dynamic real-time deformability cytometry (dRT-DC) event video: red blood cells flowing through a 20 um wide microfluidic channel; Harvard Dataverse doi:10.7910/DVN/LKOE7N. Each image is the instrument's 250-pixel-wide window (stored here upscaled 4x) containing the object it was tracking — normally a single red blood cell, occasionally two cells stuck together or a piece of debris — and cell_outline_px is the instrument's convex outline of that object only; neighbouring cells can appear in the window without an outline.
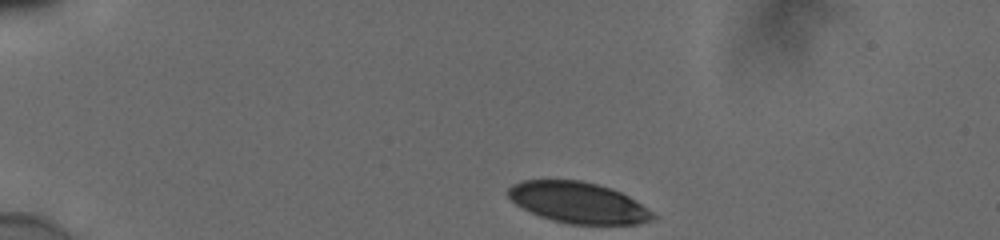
{"species": "human", "species_latin": "Homo sapiens", "temperature_condition": "cold", "stored_images_in_passage": 38, "camera_frame_rate_fps": 3000, "um_per_image_px": 0.085, "donor": {"sex": "male"}, "frame": {"image": 1, "passage_image": 1, "time_ms": 0.0, "image_size_px": [1000, 240], "cell_outline_px": [[656, 216], [652, 220], [636, 224], [568, 224], [552, 220], [540, 216], [516, 204], [508, 196], [508, 188], [512, 184], [524, 180], [580, 180], [596, 184], [620, 192], [628, 196], [652, 212]], "centroid_in_image_um": [49.12, 17.22], "position_along_channel_um": 35.9, "area_um2": 34.16}}
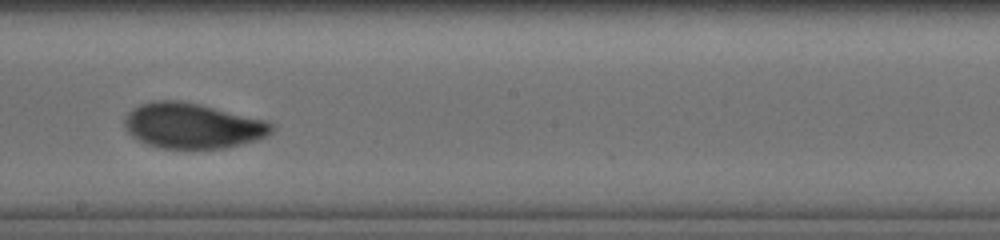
{"frame": {"image": 2, "passage_image": 22, "time_ms": 7.0, "image_size_px": [1000, 240], "cell_outline_px": [[276, 128], [272, 132], [256, 140], [224, 148], [160, 148], [148, 144], [132, 136], [124, 128], [124, 120], [128, 112], [132, 108], [140, 104], [152, 100], [180, 100], [200, 104], [264, 120], [272, 124]], "centroid_in_image_um": [16.32, 10.67], "position_along_channel_um": 231.9, "area_um2": 38.73}}
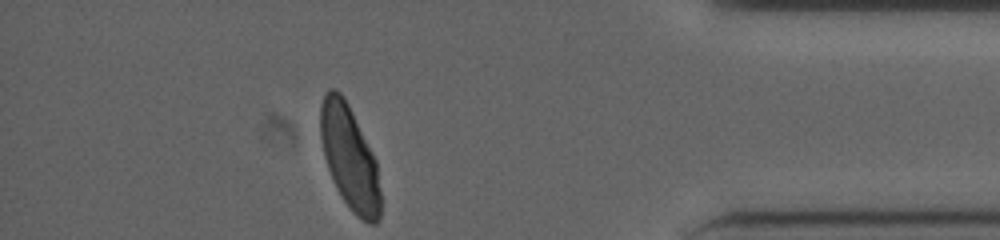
{"frame": {"image": 3, "passage_image": 38, "time_ms": 12.333, "image_size_px": [1000, 240], "cell_outline_px": [[380, 220], [376, 224], [368, 224], [356, 216], [352, 212], [336, 188], [328, 168], [324, 156], [320, 140], [320, 104], [324, 92], [328, 88], [336, 88], [344, 96], [376, 160], [380, 192]], "centroid_in_image_um": [29.69, 13.38], "position_along_channel_um": 405.5, "area_um2": 36.47}, "authors_computed_cell_mechanics": {"area_um2": 38.3214, "velocity_mm_per_s": 3.8351, "shape_relaxation_time_tau1_ms": 4.0106, "shape_relaxation_time_tau2_ms": 0.9904, "deformation_change_tau1": 0.1516, "deformation_change_tau2": 0.0487}}